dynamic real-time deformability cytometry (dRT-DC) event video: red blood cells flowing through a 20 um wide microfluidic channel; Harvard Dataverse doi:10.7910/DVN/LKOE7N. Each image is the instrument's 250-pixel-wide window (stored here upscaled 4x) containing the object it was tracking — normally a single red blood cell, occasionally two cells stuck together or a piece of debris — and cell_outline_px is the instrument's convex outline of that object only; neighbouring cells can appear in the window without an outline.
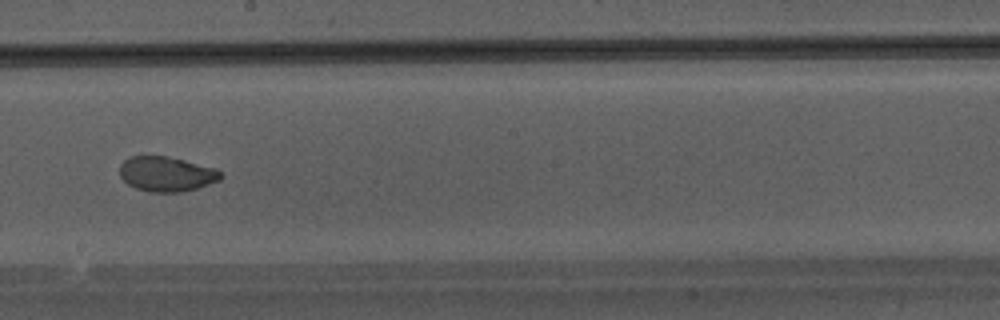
{"species": "Egyptian fruit bat (a non-hibernating species)", "species_latin": "Rousettus aegyptiacus", "temperature_condition": "warm", "stored_images_in_passage": 46, "camera_frame_rate_fps": 3000, "um_per_image_px": 0.085, "animal": {"sex": "male"}, "frame": {"image": 1, "passage_image": 27, "time_ms": 8.667, "image_size_px": [1000, 320], "cell_outline_px": [[224, 176], [220, 180], [196, 188], [180, 192], [148, 192], [136, 188], [128, 184], [120, 176], [120, 164], [124, 160], [132, 156], [164, 156], [184, 160], [212, 168], [220, 172]], "centroid_in_image_um": [14.12, 14.8], "position_along_channel_um": 234.1, "area_um2": 20.29}}